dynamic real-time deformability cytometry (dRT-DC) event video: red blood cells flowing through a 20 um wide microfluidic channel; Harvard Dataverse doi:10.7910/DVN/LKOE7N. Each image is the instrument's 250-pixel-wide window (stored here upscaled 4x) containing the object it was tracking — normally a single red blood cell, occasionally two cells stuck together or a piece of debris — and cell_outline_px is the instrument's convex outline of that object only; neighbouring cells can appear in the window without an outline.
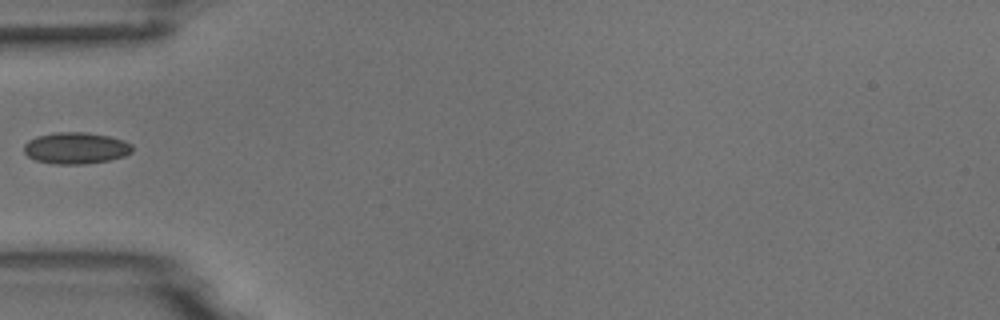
{"species": "common noctule bat (a hibernating species)", "species_latin": "Nyctalus noctula", "temperature_condition": "room temperature", "stored_images_in_passage": 5, "camera_frame_rate_fps": 3000, "um_per_image_px": 0.085, "animal": {"sex": "male", "body_mass_g": 18.8}, "frame": {"image": 1, "passage_image": 5, "time_ms": 4.333, "image_size_px": [1000, 320], "cell_outline_px": [[132, 152], [124, 156], [108, 160], [84, 164], [52, 164], [36, 160], [28, 156], [24, 152], [24, 144], [28, 140], [36, 136], [56, 132], [84, 132], [108, 136], [124, 140], [132, 144]], "centroid_in_image_um": [6.43, 12.58], "position_along_channel_um": 78.6, "area_um2": 19.94}}